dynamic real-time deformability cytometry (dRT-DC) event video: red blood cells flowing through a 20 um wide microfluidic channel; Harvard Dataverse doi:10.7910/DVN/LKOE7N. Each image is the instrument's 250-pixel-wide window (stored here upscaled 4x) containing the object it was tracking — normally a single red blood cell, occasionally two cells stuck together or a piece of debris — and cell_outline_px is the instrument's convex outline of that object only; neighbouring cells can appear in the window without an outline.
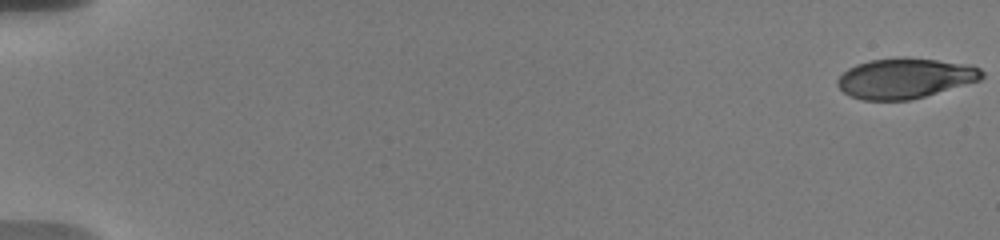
{"species": "human", "species_latin": "Homo sapiens", "temperature_condition": "warm", "stored_images_in_passage": 39, "camera_frame_rate_fps": 3000, "um_per_image_px": 0.085, "donor": {"sex": "male"}, "frame": {"image": 1, "passage_image": 1, "time_ms": 0.0, "image_size_px": [1000, 240], "cell_outline_px": [[984, 76], [980, 80], [924, 96], [908, 100], [864, 100], [848, 96], [836, 84], [836, 80], [848, 68], [856, 64], [872, 60], [904, 56], [972, 64], [980, 68], [984, 72]], "centroid_in_image_um": [76.93, 6.63], "position_along_channel_um": 8.1, "area_um2": 33.99}}
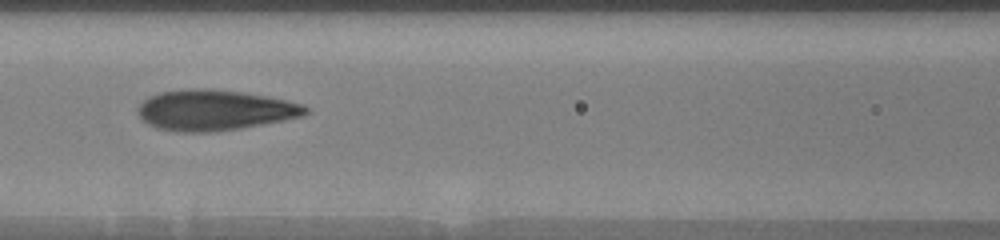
{"frame": {"image": 2, "passage_image": 15, "time_ms": 9.0, "image_size_px": [1000, 240], "cell_outline_px": [[308, 112], [304, 116], [284, 120], [240, 128], [208, 132], [180, 132], [156, 128], [140, 120], [136, 112], [136, 108], [148, 96], [160, 92], [180, 88], [212, 88], [244, 92], [268, 96], [288, 100], [304, 104], [308, 108]], "centroid_in_image_um": [18.21, 9.34], "position_along_channel_um": 148.4, "area_um2": 40.29}}
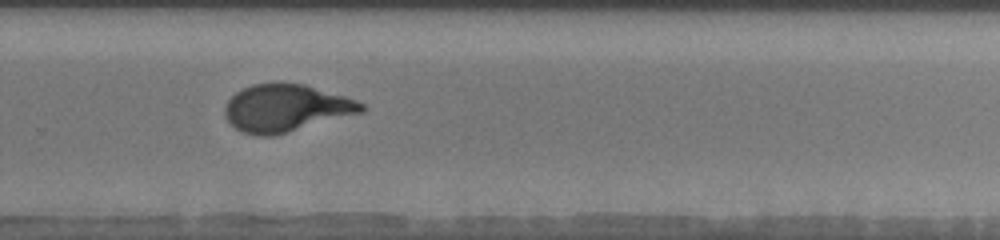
{"frame": {"image": 3, "passage_image": 25, "time_ms": 13.333, "image_size_px": [1000, 240], "cell_outline_px": [[364, 108], [360, 112], [272, 136], [256, 136], [240, 132], [224, 116], [224, 104], [236, 92], [252, 84], [276, 80], [280, 80], [304, 84], [344, 96], [356, 100], [364, 104]], "centroid_in_image_um": [24.22, 9.15], "position_along_channel_um": 305.6, "area_um2": 37.74}, "authors_computed_cell_mechanics": {"area_um2": 37.3388, "velocity_mm_per_s": 3.6405, "shape_relaxation_time_tau1_ms": 5.199, "shape_relaxation_time_tau2_ms": 0.8435, "deformation_change_tau1": 0.2443, "deformation_change_tau2": 0.0762}}